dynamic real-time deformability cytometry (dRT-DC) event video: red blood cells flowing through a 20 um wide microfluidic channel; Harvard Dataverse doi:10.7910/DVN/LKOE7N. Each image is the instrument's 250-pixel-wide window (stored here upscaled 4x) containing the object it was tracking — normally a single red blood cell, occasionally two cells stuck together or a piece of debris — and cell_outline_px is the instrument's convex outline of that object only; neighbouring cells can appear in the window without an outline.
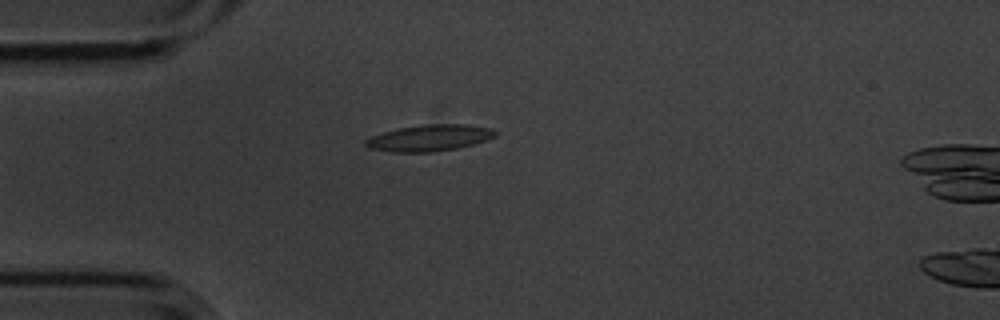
{"species": "common noctule bat (a hibernating species)", "species_latin": "Nyctalus noctula", "temperature_condition": "cold", "stored_images_in_passage": 5, "camera_frame_rate_fps": 3000, "um_per_image_px": 0.085, "animal": {"sex": "male", "body_mass_g": 20.1, "forearm_length_mm": 53.5}, "frame": {"image": 1, "passage_image": 5, "time_ms": 1.333, "image_size_px": [1000, 320], "cell_outline_px": [[496, 136], [472, 144], [456, 148], [432, 152], [392, 152], [368, 148], [364, 144], [364, 140], [372, 136], [396, 128], [428, 124], [468, 124], [492, 128], [496, 132]], "centroid_in_image_um": [36.47, 11.72], "position_along_channel_um": 48.5, "area_um2": 19.88}}